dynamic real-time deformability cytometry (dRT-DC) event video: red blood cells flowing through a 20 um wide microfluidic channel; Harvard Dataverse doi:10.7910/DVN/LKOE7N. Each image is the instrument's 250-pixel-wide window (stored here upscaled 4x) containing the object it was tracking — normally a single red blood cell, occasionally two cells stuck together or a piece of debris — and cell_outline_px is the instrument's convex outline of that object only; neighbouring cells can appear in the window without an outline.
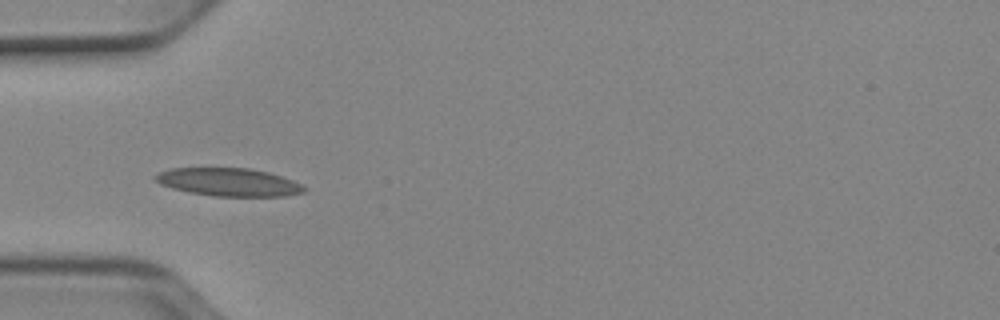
{"species": "Egyptian fruit bat (a non-hibernating species)", "species_latin": "Rousettus aegyptiacus", "temperature_condition": "cold", "stored_images_in_passage": 36, "camera_frame_rate_fps": 3000, "um_per_image_px": 0.085, "animal": {"sex": "female"}, "frame": {"image": 1, "passage_image": 1, "time_ms": 0.0, "image_size_px": [1000, 320], "cell_outline_px": [[308, 188], [304, 192], [284, 196], [212, 196], [188, 192], [172, 188], [160, 184], [152, 180], [152, 176], [168, 168], [248, 168], [268, 172], [292, 180]], "centroid_in_image_um": [19.38, 15.48], "position_along_channel_um": 65.6, "area_um2": 24.39}}
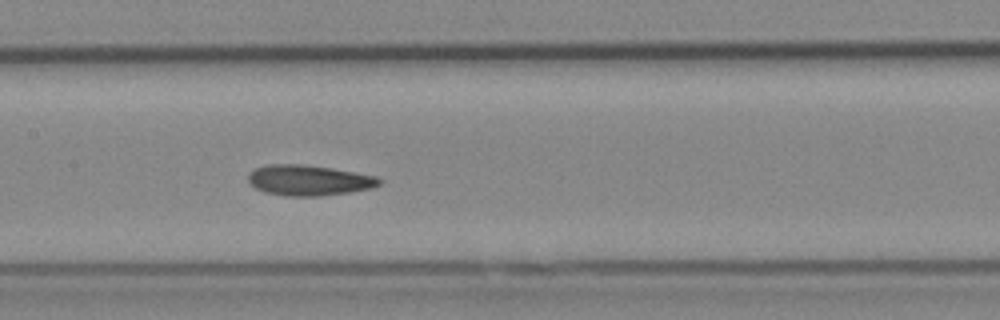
{"frame": {"image": 2, "passage_image": 10, "time_ms": 3.0, "image_size_px": [1000, 320], "cell_outline_px": [[384, 180], [380, 184], [372, 188], [324, 196], [284, 196], [264, 192], [256, 188], [248, 180], [248, 176], [256, 168], [268, 164], [300, 164], [332, 168], [376, 176]], "centroid_in_image_um": [26.27, 15.33], "position_along_channel_um": 181.1, "area_um2": 23.29}}
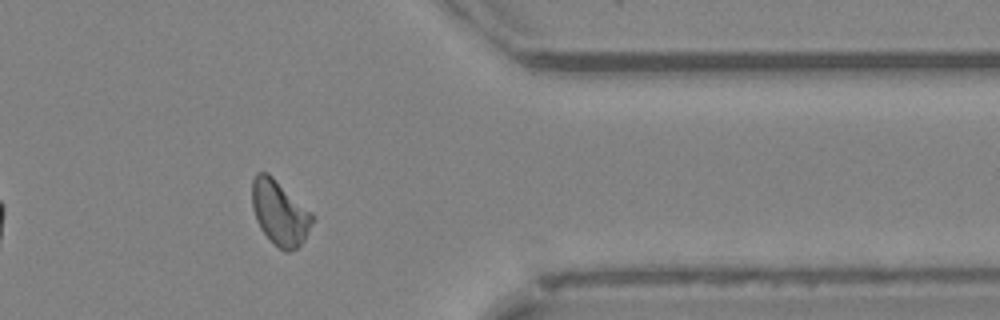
{"frame": {"image": 3, "passage_image": 27, "time_ms": 8.667, "image_size_px": [1000, 320], "cell_outline_px": [[312, 220], [304, 240], [296, 248], [288, 252], [284, 252], [260, 228], [256, 220], [252, 208], [252, 180], [256, 172], [268, 172], [312, 212]], "centroid_in_image_um": [23.75, 18.04], "position_along_channel_um": 387.7, "area_um2": 22.37}, "authors_computed_cell_mechanics": {"area_um2": 22.3686, "velocity_mm_per_s": 3.8921, "shape_relaxation_time_tau1_ms": 10.238, "shape_relaxation_time_tau2_ms": 4.4486, "deformation_change_tau1": 0.2157, "deformation_change_tau2": 0.0945}}